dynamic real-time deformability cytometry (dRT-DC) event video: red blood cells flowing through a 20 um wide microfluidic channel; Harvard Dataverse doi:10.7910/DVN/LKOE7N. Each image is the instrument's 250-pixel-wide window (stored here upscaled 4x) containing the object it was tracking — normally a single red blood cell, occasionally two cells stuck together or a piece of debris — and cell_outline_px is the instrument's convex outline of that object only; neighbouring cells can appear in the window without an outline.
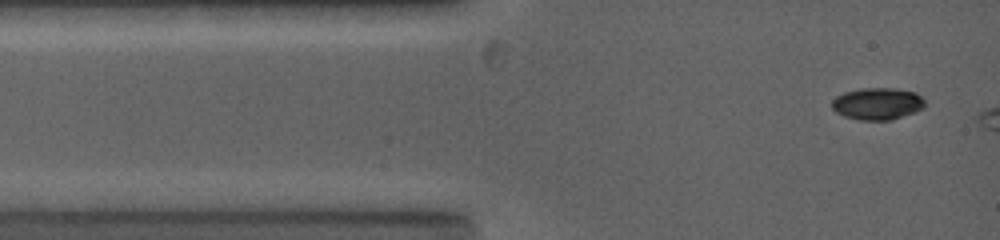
{"species": "common noctule bat (a hibernating species)", "species_latin": "Nyctalus noctula", "temperature_condition": "warm", "stored_images_in_passage": 4, "camera_frame_rate_fps": 5000, "um_per_image_px": 0.085, "animal": {"sex": "female", "body_mass_g": 19.0, "forearm_length_mm": 53.3}, "frame": {"image": 1, "passage_image": 1, "time_ms": 0.0, "image_size_px": [1000, 240], "cell_outline_px": [[924, 108], [916, 112], [892, 120], [860, 120], [844, 116], [836, 112], [832, 108], [832, 100], [836, 96], [844, 92], [864, 88], [896, 88], [916, 92], [924, 100]], "centroid_in_image_um": [74.59, 8.82], "position_along_channel_um": 10.4, "area_um2": 17.46}}